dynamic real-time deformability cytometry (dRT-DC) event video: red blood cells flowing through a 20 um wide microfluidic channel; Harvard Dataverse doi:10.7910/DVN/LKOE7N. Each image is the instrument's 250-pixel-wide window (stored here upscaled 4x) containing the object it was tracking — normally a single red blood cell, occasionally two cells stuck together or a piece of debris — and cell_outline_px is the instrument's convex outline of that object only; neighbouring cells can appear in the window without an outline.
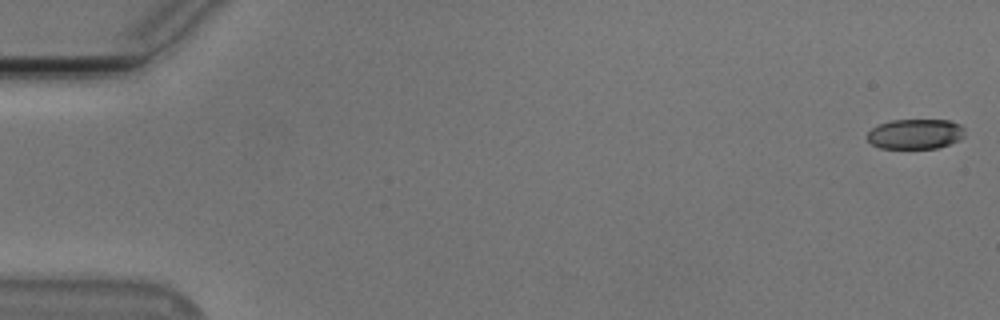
{"species": "Egyptian fruit bat (a non-hibernating species)", "species_latin": "Rousettus aegyptiacus", "temperature_condition": "cold", "stored_images_in_passage": 55, "camera_frame_rate_fps": 3000, "um_per_image_px": 0.085, "animal": {"sex": "male"}, "frame": {"image": 1, "passage_image": 1, "time_ms": 0.0, "image_size_px": [1000, 320], "cell_outline_px": [[964, 136], [960, 140], [936, 148], [880, 148], [872, 144], [868, 140], [868, 132], [872, 128], [880, 124], [892, 120], [948, 120], [960, 124], [964, 128]], "centroid_in_image_um": [77.82, 11.38], "position_along_channel_um": 7.2, "area_um2": 16.99}}
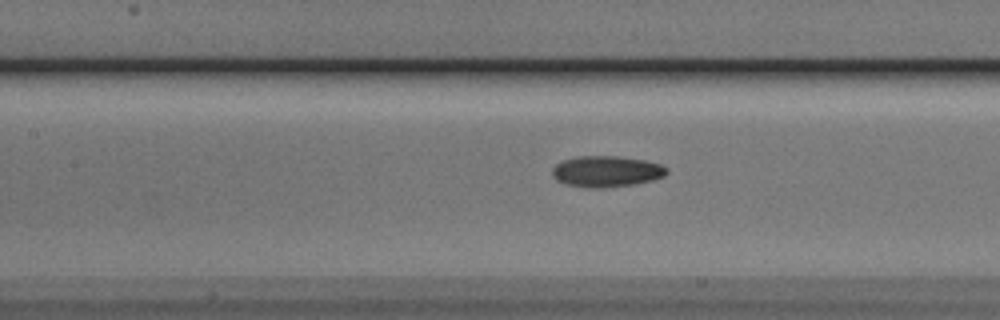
{"frame": {"image": 2, "passage_image": 25, "time_ms": 8.0, "image_size_px": [1000, 320], "cell_outline_px": [[668, 172], [664, 176], [652, 180], [632, 184], [604, 188], [592, 188], [564, 184], [556, 180], [552, 176], [552, 168], [556, 164], [564, 160], [576, 156], [620, 156], [644, 160], [660, 164], [668, 168]], "centroid_in_image_um": [51.53, 14.57], "position_along_channel_um": 155.9, "area_um2": 20.81}}
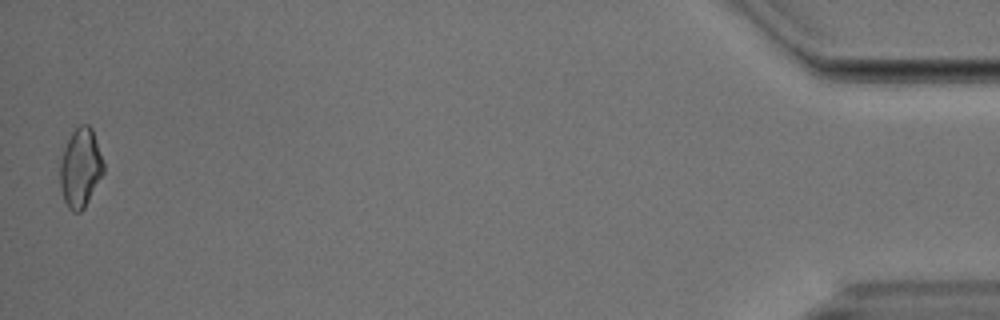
{"frame": {"image": 3, "passage_image": 54, "time_ms": 17.667, "image_size_px": [1000, 320], "cell_outline_px": [[104, 172], [84, 208], [80, 212], [72, 212], [68, 208], [64, 200], [60, 184], [60, 164], [64, 148], [72, 132], [80, 124], [88, 124], [92, 128], [104, 164]], "centroid_in_image_um": [6.84, 14.27], "position_along_channel_um": 428.4, "area_um2": 19.83}, "authors_computed_cell_mechanics": {"area_um2": 19.4208, "velocity_mm_per_s": 3.7857, "shape_relaxation_time_tau1_ms": 5.7048, "shape_relaxation_time_tau2_ms": 2.1901, "deformation_change_tau1": 0.1289, "deformation_change_tau2": 0.0779}}